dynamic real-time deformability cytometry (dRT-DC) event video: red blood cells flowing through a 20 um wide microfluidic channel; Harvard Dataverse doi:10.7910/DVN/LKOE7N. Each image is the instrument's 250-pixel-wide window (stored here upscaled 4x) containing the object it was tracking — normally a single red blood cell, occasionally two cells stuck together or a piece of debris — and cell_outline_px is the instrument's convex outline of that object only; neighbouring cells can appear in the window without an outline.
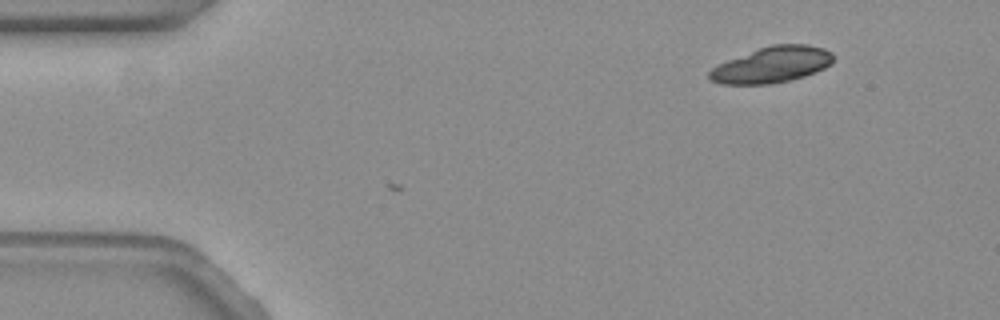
{"species": "common noctule bat (a hibernating species)", "species_latin": "Nyctalus noctula", "temperature_condition": "warm", "stored_images_in_passage": 2, "camera_frame_rate_fps": 3000, "um_per_image_px": 0.085, "animal": {"sex": "female", "body_mass_g": 19.3, "forearm_length_mm": 54.1}, "frame": {"image": 1, "passage_image": 2, "time_ms": 0.333, "image_size_px": [1000, 320], "cell_outline_px": [[832, 64], [824, 68], [804, 76], [788, 80], [768, 84], [720, 84], [712, 80], [708, 76], [708, 72], [712, 68], [728, 60], [760, 48], [772, 44], [808, 44], [824, 48], [832, 52]], "centroid_in_image_um": [65.63, 5.5], "position_along_channel_um": 19.4, "area_um2": 25.66}}